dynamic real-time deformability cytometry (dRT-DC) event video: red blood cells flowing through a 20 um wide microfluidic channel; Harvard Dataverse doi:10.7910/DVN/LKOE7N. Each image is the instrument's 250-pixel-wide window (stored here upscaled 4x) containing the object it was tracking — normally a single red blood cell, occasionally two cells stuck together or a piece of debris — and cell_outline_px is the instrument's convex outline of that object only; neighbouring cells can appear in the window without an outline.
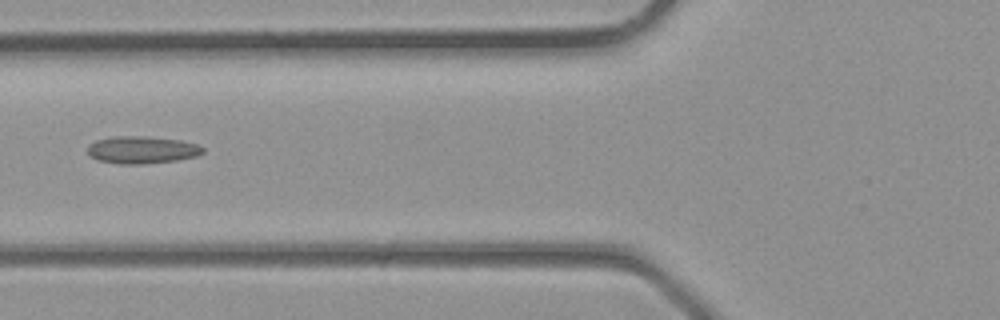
{"species": "common noctule bat (a hibernating species)", "species_latin": "Nyctalus noctula", "temperature_condition": "room temperature", "stored_images_in_passage": 4, "camera_frame_rate_fps": 3000, "um_per_image_px": 0.085, "animal": {"sex": "male", "body_mass_g": 23.1, "forearm_length_mm": 52.7}, "frame": {"image": 1, "passage_image": 4, "time_ms": 1.0, "image_size_px": [1000, 320], "cell_outline_px": [[204, 152], [196, 156], [176, 160], [144, 164], [120, 164], [96, 160], [88, 156], [88, 144], [96, 140], [112, 136], [144, 136], [180, 140], [196, 144], [204, 148]], "centroid_in_image_um": [12.02, 12.74], "position_along_channel_um": 113.8, "area_um2": 18.5}}